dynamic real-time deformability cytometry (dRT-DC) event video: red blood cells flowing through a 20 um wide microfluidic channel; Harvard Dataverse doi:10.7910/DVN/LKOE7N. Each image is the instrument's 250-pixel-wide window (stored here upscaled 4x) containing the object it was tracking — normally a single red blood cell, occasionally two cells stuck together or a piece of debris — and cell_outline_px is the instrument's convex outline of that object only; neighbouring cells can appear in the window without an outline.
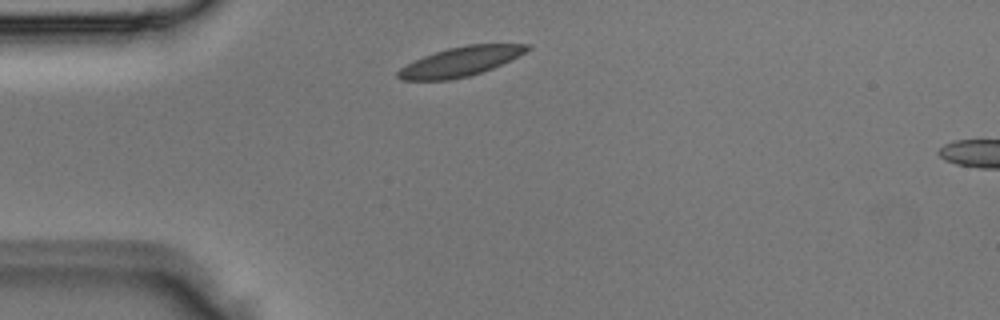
{"species": "Egyptian fruit bat (a non-hibernating species)", "species_latin": "Rousettus aegyptiacus", "temperature_condition": "room temperature", "stored_images_in_passage": 2, "camera_frame_rate_fps": 3000, "um_per_image_px": 0.085, "animal": {"sex": "male"}, "frame": {"image": 1, "passage_image": 1, "time_ms": 0.0, "image_size_px": [1000, 320], "cell_outline_px": [[532, 48], [492, 68], [468, 76], [448, 80], [400, 80], [396, 76], [396, 72], [400, 68], [424, 56], [448, 48], [468, 44], [532, 44]], "centroid_in_image_um": [39.11, 5.23], "position_along_channel_um": 45.9, "area_um2": 21.73}}